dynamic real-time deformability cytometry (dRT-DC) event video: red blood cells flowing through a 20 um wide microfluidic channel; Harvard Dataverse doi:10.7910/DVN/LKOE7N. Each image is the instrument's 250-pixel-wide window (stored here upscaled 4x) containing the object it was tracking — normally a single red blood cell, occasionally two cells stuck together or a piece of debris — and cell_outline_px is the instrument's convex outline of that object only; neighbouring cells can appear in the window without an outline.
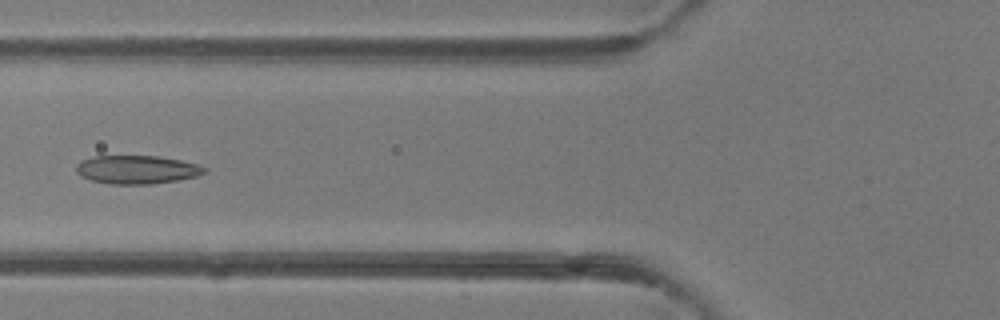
{"species": "common noctule bat (a hibernating species)", "species_latin": "Nyctalus noctula", "temperature_condition": "room temperature", "stored_images_in_passage": 47, "camera_frame_rate_fps": 3000, "um_per_image_px": 0.085, "animal": {"sex": "female"}, "frame": {"image": 1, "passage_image": 18, "time_ms": 5.667, "image_size_px": [1000, 320], "cell_outline_px": [[208, 172], [196, 176], [176, 180], [152, 184], [112, 184], [92, 180], [80, 176], [76, 172], [76, 164], [80, 160], [96, 156], [160, 156], [200, 164], [208, 168]], "centroid_in_image_um": [11.66, 14.41], "position_along_channel_um": 114.1, "area_um2": 21.39}}
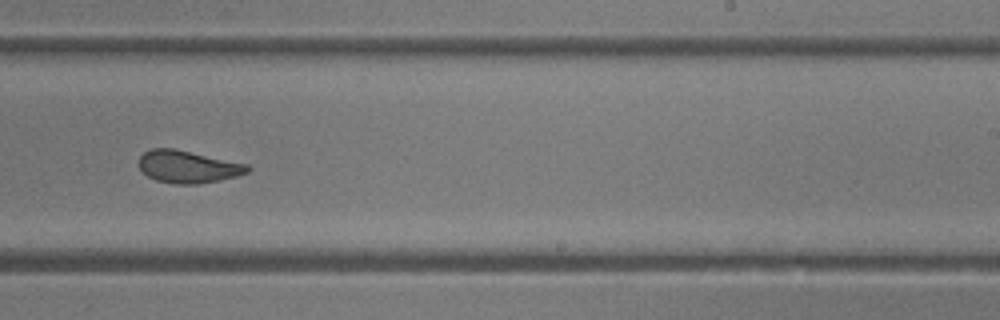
{"frame": {"image": 2, "passage_image": 29, "time_ms": 9.333, "image_size_px": [1000, 320], "cell_outline_px": [[252, 168], [248, 172], [236, 176], [220, 180], [196, 184], [176, 184], [156, 180], [148, 176], [136, 164], [140, 156], [144, 152], [152, 148], [176, 148], [248, 164]], "centroid_in_image_um": [15.97, 14.16], "position_along_channel_um": 273.0, "area_um2": 20.69}}
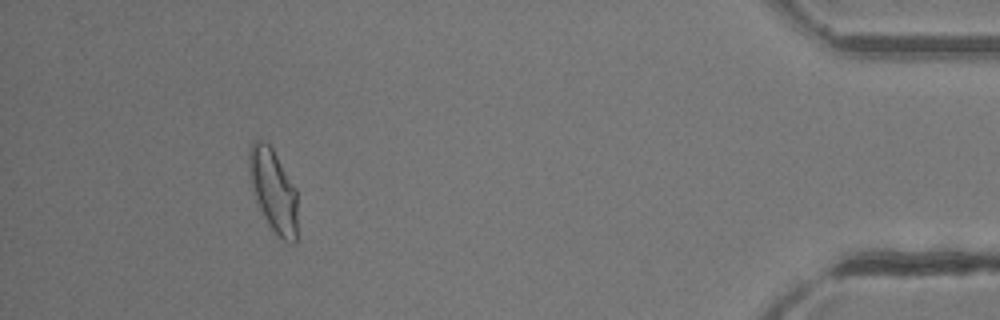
{"frame": {"image": 3, "passage_image": 43, "time_ms": 14.0, "image_size_px": [1000, 320], "cell_outline_px": [[296, 244], [288, 244], [268, 224], [252, 192], [248, 172], [248, 152], [252, 140], [264, 140], [272, 148], [296, 188]], "centroid_in_image_um": [23.2, 16.15], "position_along_channel_um": 412.0, "area_um2": 23.41}, "authors_computed_cell_mechanics": {"area_um2": 22.253, "velocity_mm_per_s": 4.3283, "shape_relaxation_time_tau1_ms": 4.8504, "shape_relaxation_time_tau2_ms": 1.4999, "deformation_change_tau1": 0.1428, "deformation_change_tau2": 0.0754}}